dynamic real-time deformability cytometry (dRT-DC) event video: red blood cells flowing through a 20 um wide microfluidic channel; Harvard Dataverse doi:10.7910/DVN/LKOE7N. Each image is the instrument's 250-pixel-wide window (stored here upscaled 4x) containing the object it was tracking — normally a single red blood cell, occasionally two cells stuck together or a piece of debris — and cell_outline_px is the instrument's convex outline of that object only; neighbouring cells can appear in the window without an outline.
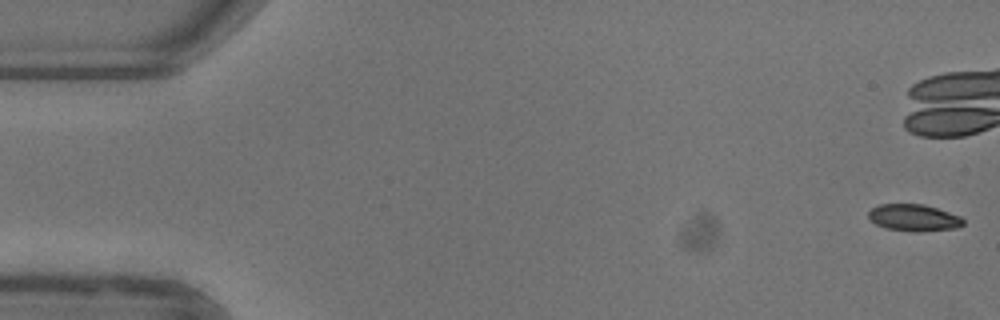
{"species": "common noctule bat (a hibernating species)", "species_latin": "Nyctalus noctula", "temperature_condition": "warm", "stored_images_in_passage": 45, "camera_frame_rate_fps": 3000, "um_per_image_px": 0.085, "animal": {"sex": "female"}, "frame": {"image": 1, "passage_image": 1, "time_ms": 0.0, "image_size_px": [1000, 320], "cell_outline_px": [[964, 224], [956, 228], [920, 232], [912, 232], [884, 228], [876, 224], [868, 216], [868, 212], [872, 208], [880, 204], [924, 204], [960, 216], [964, 220]], "centroid_in_image_um": [77.67, 18.51], "position_along_channel_um": 7.3, "area_um2": 14.85}}